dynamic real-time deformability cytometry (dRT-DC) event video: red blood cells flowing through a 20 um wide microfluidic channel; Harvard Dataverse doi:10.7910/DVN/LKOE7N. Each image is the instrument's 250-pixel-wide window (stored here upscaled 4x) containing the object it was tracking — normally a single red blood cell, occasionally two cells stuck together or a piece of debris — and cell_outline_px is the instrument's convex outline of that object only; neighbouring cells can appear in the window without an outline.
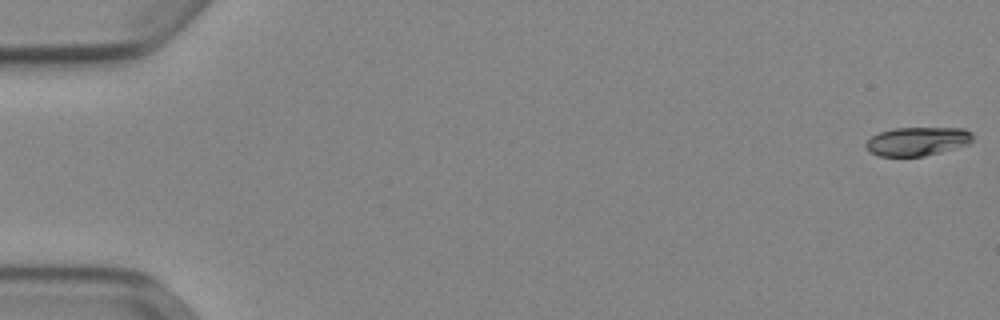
{"species": "Egyptian fruit bat (a non-hibernating species)", "species_latin": "Rousettus aegyptiacus", "temperature_condition": "cold", "stored_images_in_passage": 53, "camera_frame_rate_fps": 3000, "um_per_image_px": 0.085, "animal": {"sex": "female"}, "frame": {"image": 1, "passage_image": 1, "time_ms": 0.0, "image_size_px": [1000, 320], "cell_outline_px": [[972, 144], [924, 156], [880, 156], [868, 152], [864, 144], [872, 136], [880, 132], [892, 128], [964, 128], [972, 132]], "centroid_in_image_um": [77.99, 12.01], "position_along_channel_um": 7.0, "area_um2": 18.03}}
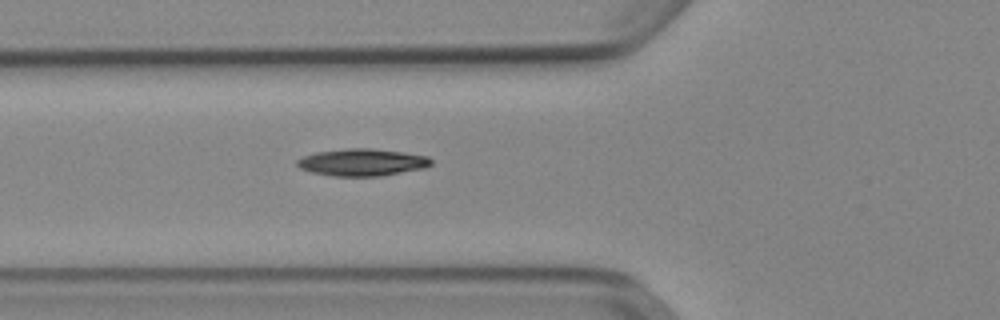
{"frame": {"image": 2, "passage_image": 20, "time_ms": 6.333, "image_size_px": [1000, 320], "cell_outline_px": [[432, 164], [424, 168], [380, 176], [332, 176], [312, 172], [300, 168], [296, 164], [296, 160], [304, 156], [316, 152], [348, 148], [372, 148], [404, 152], [428, 156], [432, 160]], "centroid_in_image_um": [30.79, 13.79], "position_along_channel_um": 95.0, "area_um2": 21.21}}
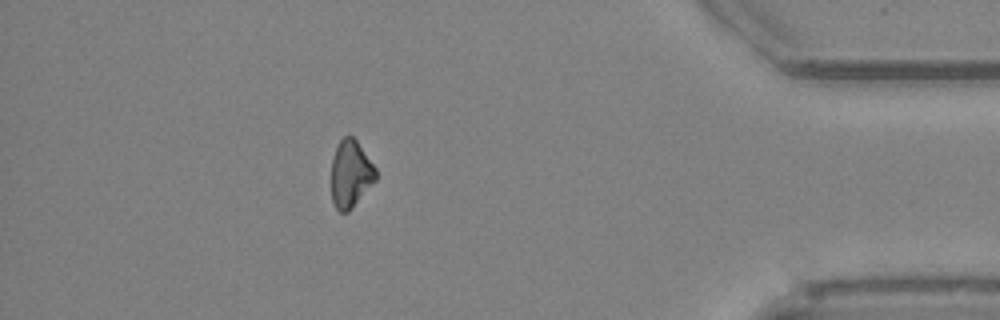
{"frame": {"image": 3, "passage_image": 47, "time_ms": 15.333, "image_size_px": [1000, 320], "cell_outline_px": [[376, 180], [348, 212], [340, 212], [336, 208], [332, 200], [332, 160], [336, 148], [340, 140], [348, 132], [356, 140], [376, 168]], "centroid_in_image_um": [29.8, 14.76], "position_along_channel_um": 405.4, "area_um2": 17.28}, "authors_computed_cell_mechanics": {"area_um2": 19.0162, "velocity_mm_per_s": 3.9138, "shape_relaxation_time_tau1_ms": 6.7135, "shape_relaxation_time_tau2_ms": null, "deformation_change_tau1": 0.1222, "deformation_change_tau2": null}}